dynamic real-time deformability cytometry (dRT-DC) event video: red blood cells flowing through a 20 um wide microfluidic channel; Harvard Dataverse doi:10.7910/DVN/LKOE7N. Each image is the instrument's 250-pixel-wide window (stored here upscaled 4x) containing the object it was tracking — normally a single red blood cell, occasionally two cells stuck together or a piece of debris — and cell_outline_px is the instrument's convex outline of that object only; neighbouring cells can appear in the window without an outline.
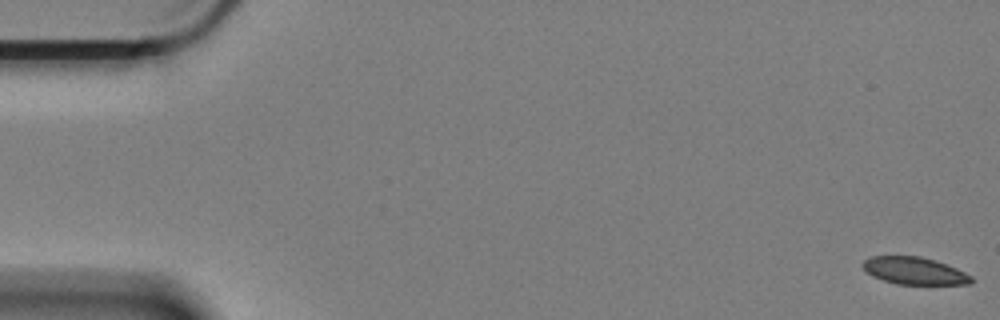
{"species": "Egyptian fruit bat (a non-hibernating species)", "species_latin": "Rousettus aegyptiacus", "temperature_condition": "cold", "stored_images_in_passage": 62, "camera_frame_rate_fps": 3000, "um_per_image_px": 0.085, "animal": {"sex": "female"}, "frame": {"image": 1, "passage_image": 1, "time_ms": 0.0, "image_size_px": [1000, 320], "cell_outline_px": [[972, 284], [896, 284], [872, 276], [860, 264], [864, 260], [872, 256], [920, 256], [936, 260], [956, 268], [972, 276]], "centroid_in_image_um": [77.72, 23.01], "position_along_channel_um": 7.3, "area_um2": 17.22}}
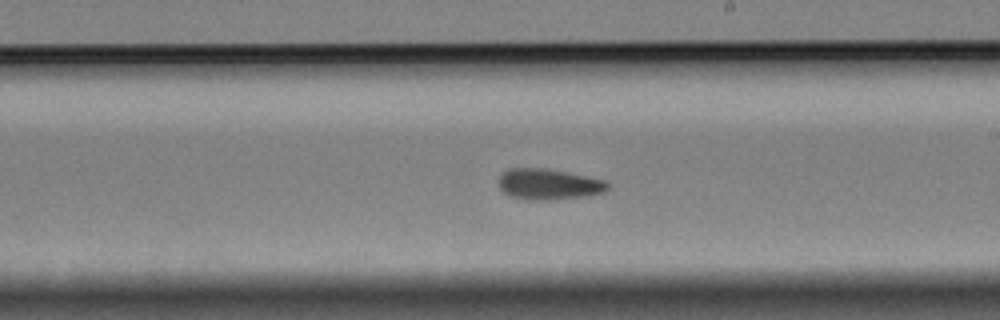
{"frame": {"image": 2, "passage_image": 35, "time_ms": 11.333, "image_size_px": [1000, 320], "cell_outline_px": [[608, 188], [604, 192], [588, 196], [544, 200], [528, 200], [508, 196], [500, 188], [500, 176], [508, 168], [544, 168], [568, 172], [608, 180]], "centroid_in_image_um": [46.66, 15.66], "position_along_channel_um": 242.3, "area_um2": 19.71}}
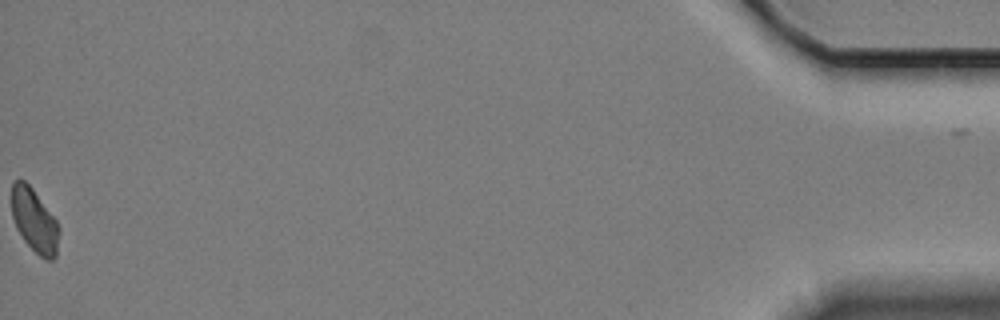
{"frame": {"image": 3, "passage_image": 61, "time_ms": 20.0, "image_size_px": [1000, 320], "cell_outline_px": [[60, 232], [56, 256], [52, 260], [44, 260], [24, 240], [16, 228], [12, 216], [12, 184], [16, 180], [24, 180], [32, 188], [56, 220], [60, 228]], "centroid_in_image_um": [2.94, 18.77], "position_along_channel_um": 432.3, "area_um2": 17.46}}